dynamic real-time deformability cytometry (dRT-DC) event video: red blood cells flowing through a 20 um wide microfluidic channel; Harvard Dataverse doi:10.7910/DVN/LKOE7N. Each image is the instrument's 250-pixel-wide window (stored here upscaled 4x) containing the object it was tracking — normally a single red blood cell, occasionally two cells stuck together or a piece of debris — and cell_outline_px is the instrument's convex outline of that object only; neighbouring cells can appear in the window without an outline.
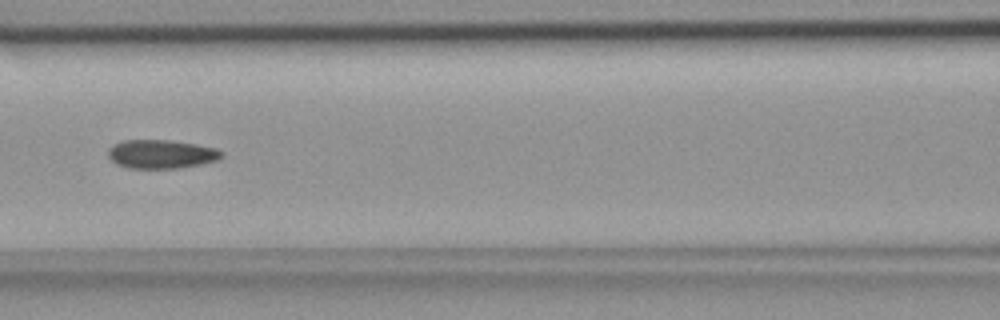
{"species": "common noctule bat (a hibernating species)", "species_latin": "Nyctalus noctula", "temperature_condition": "room temperature", "stored_images_in_passage": 50, "camera_frame_rate_fps": 3000, "um_per_image_px": 0.085, "animal": {"sex": "female", "body_mass_g": 18.4}, "frame": {"image": 1, "passage_image": 21, "time_ms": 6.667, "image_size_px": [1000, 320], "cell_outline_px": [[224, 156], [216, 160], [200, 164], [176, 168], [128, 168], [116, 164], [108, 156], [108, 148], [112, 144], [124, 140], [172, 140], [196, 144], [216, 148], [224, 152]], "centroid_in_image_um": [13.7, 13.09], "position_along_channel_um": 152.9, "area_um2": 19.07}}
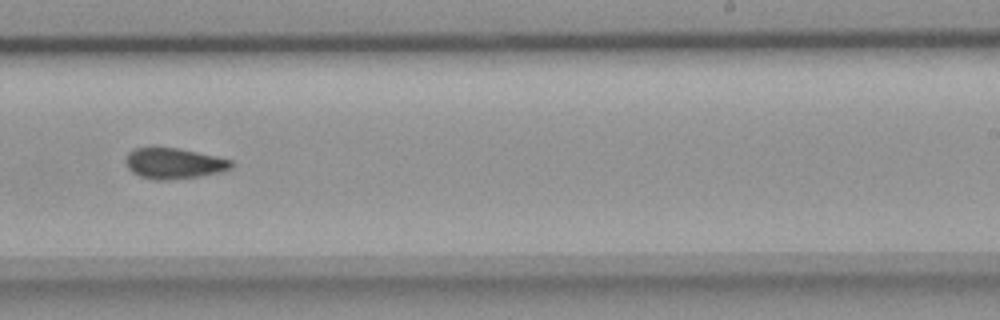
{"frame": {"image": 2, "passage_image": 30, "time_ms": 9.667, "image_size_px": [1000, 320], "cell_outline_px": [[236, 164], [232, 168], [220, 172], [200, 176], [168, 180], [156, 180], [140, 176], [132, 172], [128, 168], [124, 160], [128, 152], [132, 148], [180, 148], [216, 156], [232, 160]], "centroid_in_image_um": [14.8, 13.89], "position_along_channel_um": 274.2, "area_um2": 19.07}}
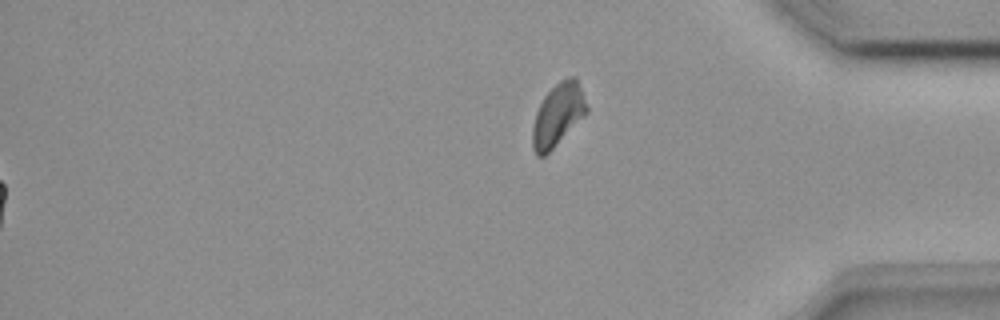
{"frame": {"image": 3, "passage_image": 50, "time_ms": 16.333, "image_size_px": [1000, 320], "cell_outline_px": [[588, 112], [544, 156], [536, 156], [532, 148], [532, 128], [536, 112], [544, 96], [560, 80], [568, 76], [576, 76], [588, 108]], "centroid_in_image_um": [47.41, 9.74], "position_along_channel_um": 387.8, "area_um2": 19.48}}